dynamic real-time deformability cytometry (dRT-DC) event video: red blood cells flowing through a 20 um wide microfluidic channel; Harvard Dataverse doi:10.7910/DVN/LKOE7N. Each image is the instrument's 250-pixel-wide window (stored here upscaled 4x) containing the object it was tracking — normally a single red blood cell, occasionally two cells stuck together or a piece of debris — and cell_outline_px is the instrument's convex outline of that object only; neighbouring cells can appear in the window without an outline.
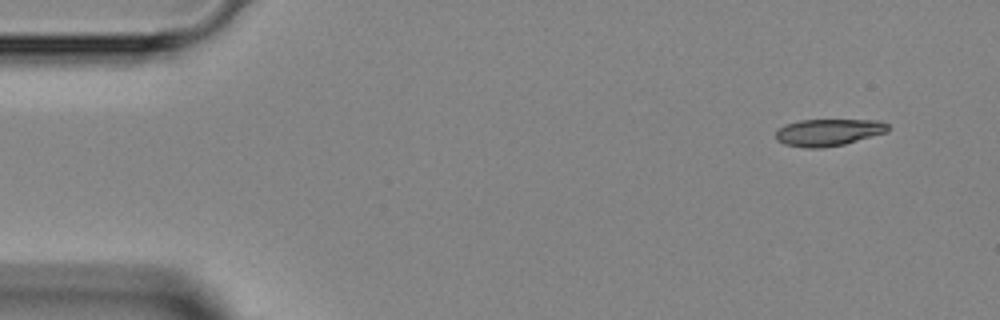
{"species": "Egyptian fruit bat (a non-hibernating species)", "species_latin": "Rousettus aegyptiacus", "temperature_condition": "room temperature", "stored_images_in_passage": 4, "camera_frame_rate_fps": 3000, "um_per_image_px": 0.085, "animal": {"sex": "female"}, "frame": {"image": 1, "passage_image": 1, "time_ms": 0.0, "image_size_px": [1000, 320], "cell_outline_px": [[888, 132], [844, 144], [820, 148], [808, 148], [784, 144], [776, 140], [776, 132], [784, 124], [800, 120], [880, 120], [888, 124]], "centroid_in_image_um": [70.41, 11.24], "position_along_channel_um": 14.6, "area_um2": 17.63}}
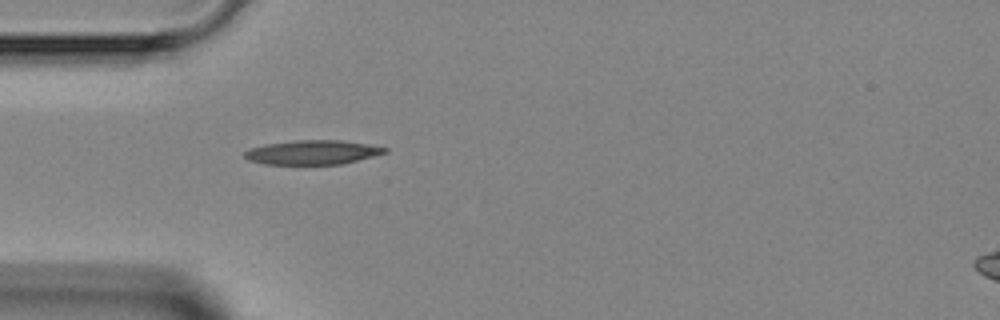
{"frame": {"image": 2, "passage_image": 4, "time_ms": 3.333, "image_size_px": [1000, 320], "cell_outline_px": [[388, 152], [344, 164], [264, 164], [248, 160], [244, 156], [244, 152], [248, 148], [264, 144], [296, 140], [340, 140], [368, 144], [388, 148]], "centroid_in_image_um": [26.55, 12.94], "position_along_channel_um": 58.5, "area_um2": 19.94}}